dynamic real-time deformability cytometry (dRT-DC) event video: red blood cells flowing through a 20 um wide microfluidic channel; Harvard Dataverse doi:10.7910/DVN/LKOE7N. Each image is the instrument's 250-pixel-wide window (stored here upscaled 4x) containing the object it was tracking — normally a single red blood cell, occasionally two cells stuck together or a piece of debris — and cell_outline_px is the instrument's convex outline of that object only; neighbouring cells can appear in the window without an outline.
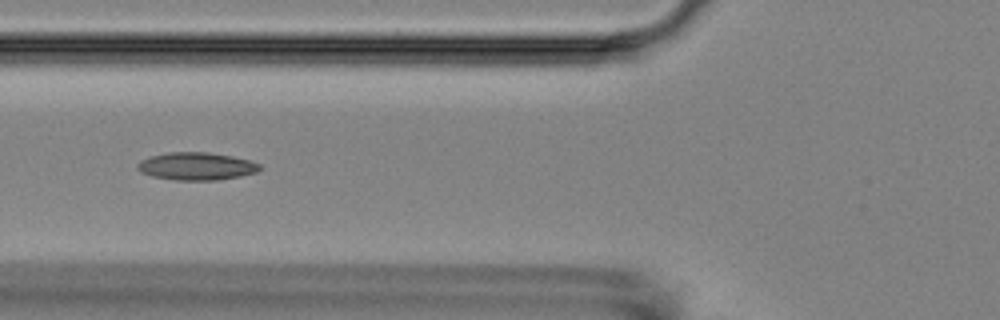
{"species": "Egyptian fruit bat (a non-hibernating species)", "species_latin": "Rousettus aegyptiacus", "temperature_condition": "room temperature", "stored_images_in_passage": 9, "camera_frame_rate_fps": 3000, "um_per_image_px": 0.085, "animal": {"sex": "female"}, "frame": {"image": 1, "passage_image": 4, "time_ms": 3.333, "image_size_px": [1000, 320], "cell_outline_px": [[260, 168], [256, 172], [240, 176], [216, 180], [172, 180], [152, 176], [140, 172], [136, 168], [136, 164], [140, 160], [152, 156], [168, 152], [208, 152], [232, 156], [248, 160], [260, 164]], "centroid_in_image_um": [16.65, 14.13], "position_along_channel_um": 109.2, "area_um2": 19.71}}
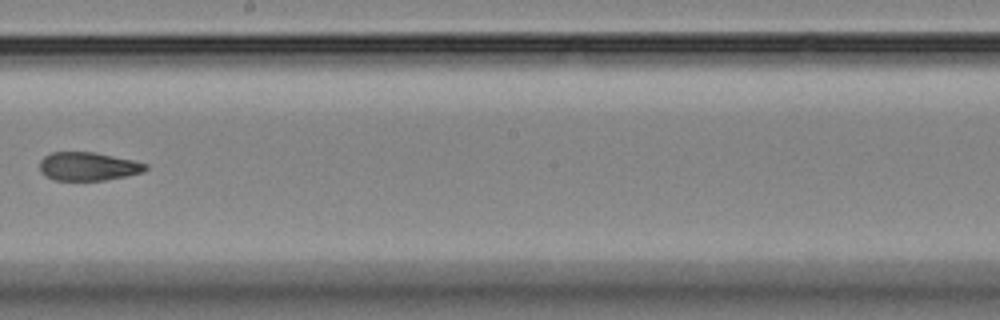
{"frame": {"image": 2, "passage_image": 7, "time_ms": 7.0, "image_size_px": [1000, 320], "cell_outline_px": [[148, 168], [144, 172], [128, 176], [104, 180], [52, 180], [44, 176], [40, 172], [40, 160], [44, 156], [52, 152], [92, 152], [132, 160], [148, 164]], "centroid_in_image_um": [7.47, 14.15], "position_along_channel_um": 240.7, "area_um2": 17.63}}
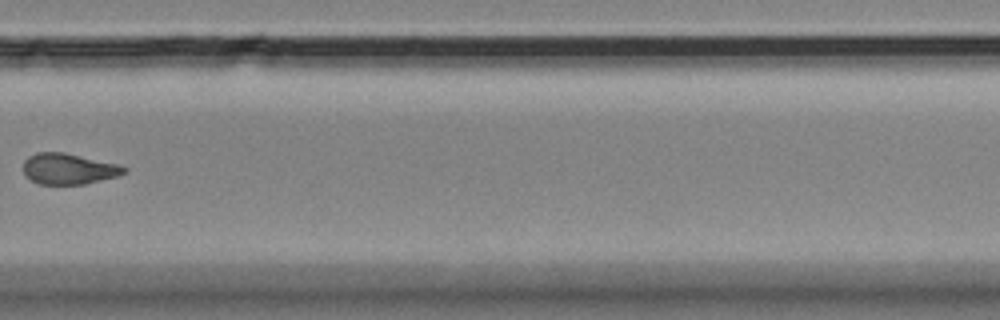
{"frame": {"image": 3, "passage_image": 9, "time_ms": 9.333, "image_size_px": [1000, 320], "cell_outline_px": [[128, 168], [124, 172], [116, 176], [84, 184], [40, 184], [32, 180], [24, 172], [24, 160], [28, 156], [36, 152], [64, 152], [120, 164]], "centroid_in_image_um": [5.84, 14.33], "position_along_channel_um": 324.0, "area_um2": 18.03}}